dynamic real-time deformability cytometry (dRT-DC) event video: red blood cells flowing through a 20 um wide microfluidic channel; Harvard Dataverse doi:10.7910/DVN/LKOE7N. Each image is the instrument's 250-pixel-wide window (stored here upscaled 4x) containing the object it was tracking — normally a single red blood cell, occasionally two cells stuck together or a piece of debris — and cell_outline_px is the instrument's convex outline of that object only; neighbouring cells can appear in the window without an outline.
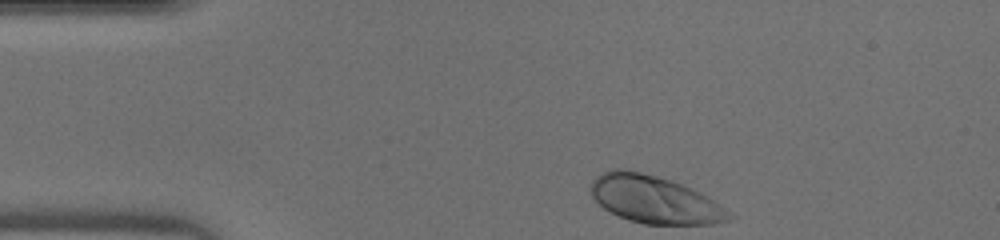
{"species": "human", "species_latin": "Homo sapiens", "temperature_condition": "warm", "stored_images_in_passage": 33, "camera_frame_rate_fps": 3000, "um_per_image_px": 0.085, "donor": {"sex": "male"}, "frame": {"image": 1, "passage_image": 1, "time_ms": 0.0, "image_size_px": [1000, 240], "cell_outline_px": [[736, 216], [728, 220], [712, 224], [644, 224], [628, 220], [604, 208], [592, 196], [592, 180], [596, 176], [604, 172], [616, 168], [624, 168], [672, 180], [692, 188], [708, 196]], "centroid_in_image_um": [55.67, 16.96], "position_along_channel_um": 29.3, "area_um2": 38.15}}
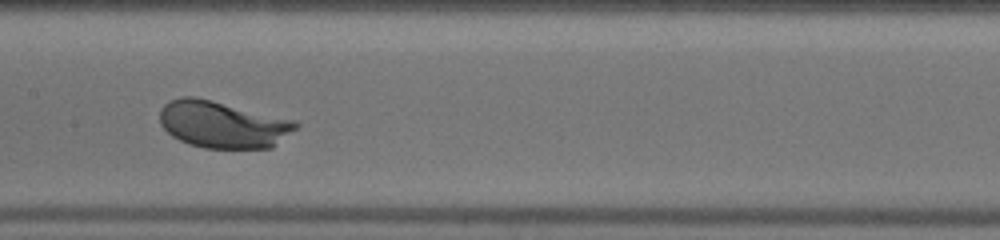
{"frame": {"image": 2, "passage_image": 16, "time_ms": 5.0, "image_size_px": [1000, 240], "cell_outline_px": [[300, 124], [296, 128], [272, 148], [204, 148], [188, 144], [172, 136], [160, 124], [160, 108], [168, 100], [180, 96], [196, 96], [296, 120]], "centroid_in_image_um": [18.91, 10.56], "position_along_channel_um": 188.5, "area_um2": 37.45}}
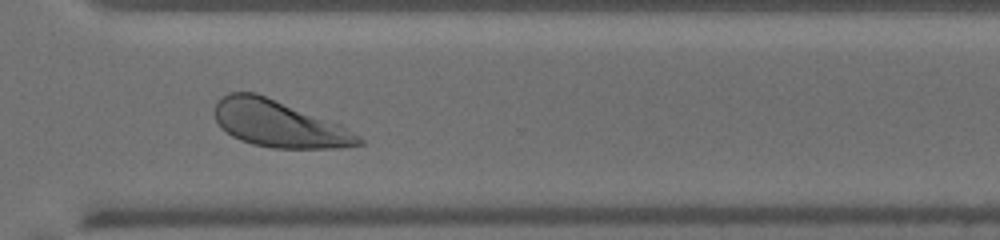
{"frame": {"image": 3, "passage_image": 27, "time_ms": 8.667, "image_size_px": [1000, 240], "cell_outline_px": [[364, 144], [340, 148], [272, 148], [252, 144], [240, 140], [232, 136], [220, 128], [212, 112], [216, 104], [228, 92], [256, 92], [340, 124], [360, 136], [364, 140]], "centroid_in_image_um": [23.69, 10.53], "position_along_channel_um": 346.9, "area_um2": 39.25}}